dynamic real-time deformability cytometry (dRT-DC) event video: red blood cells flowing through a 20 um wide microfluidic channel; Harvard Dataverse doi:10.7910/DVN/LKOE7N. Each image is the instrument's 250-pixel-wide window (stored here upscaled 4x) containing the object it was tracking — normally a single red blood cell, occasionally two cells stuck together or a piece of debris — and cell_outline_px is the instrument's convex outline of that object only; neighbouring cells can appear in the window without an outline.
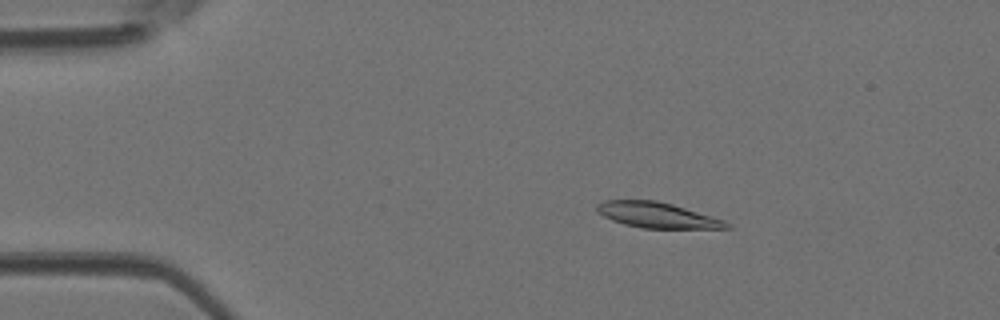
{"species": "Egyptian fruit bat (a non-hibernating species)", "species_latin": "Rousettus aegyptiacus", "temperature_condition": "room temperature", "stored_images_in_passage": 42, "camera_frame_rate_fps": 3000, "um_per_image_px": 0.085, "animal": {"sex": "female"}, "frame": {"image": 1, "passage_image": 5, "time_ms": 1.333, "image_size_px": [1000, 320], "cell_outline_px": [[732, 228], [640, 228], [624, 224], [612, 220], [596, 212], [596, 204], [604, 200], [656, 200], [672, 204], [712, 216], [724, 220], [732, 224]], "centroid_in_image_um": [55.85, 18.28], "position_along_channel_um": 29.2, "area_um2": 19.31}}
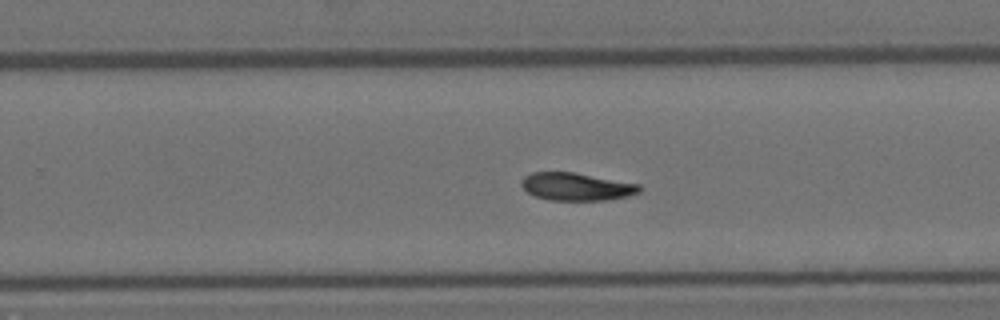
{"frame": {"image": 2, "passage_image": 26, "time_ms": 8.333, "image_size_px": [1000, 320], "cell_outline_px": [[644, 188], [640, 192], [628, 196], [608, 200], [548, 200], [536, 196], [528, 192], [520, 184], [520, 180], [524, 176], [532, 172], [572, 172], [640, 184]], "centroid_in_image_um": [49.01, 15.86], "position_along_channel_um": 280.8, "area_um2": 19.13}}
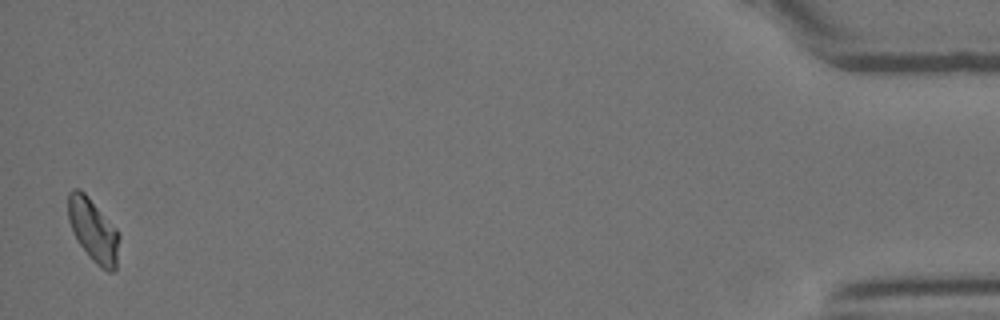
{"frame": {"image": 3, "passage_image": 42, "time_ms": 13.667, "image_size_px": [1000, 320], "cell_outline_px": [[120, 240], [116, 268], [112, 272], [108, 272], [100, 268], [92, 260], [80, 244], [68, 220], [68, 192], [72, 188], [80, 188], [88, 196], [116, 228], [120, 236]], "centroid_in_image_um": [7.94, 19.57], "position_along_channel_um": 427.3, "area_um2": 18.79}}